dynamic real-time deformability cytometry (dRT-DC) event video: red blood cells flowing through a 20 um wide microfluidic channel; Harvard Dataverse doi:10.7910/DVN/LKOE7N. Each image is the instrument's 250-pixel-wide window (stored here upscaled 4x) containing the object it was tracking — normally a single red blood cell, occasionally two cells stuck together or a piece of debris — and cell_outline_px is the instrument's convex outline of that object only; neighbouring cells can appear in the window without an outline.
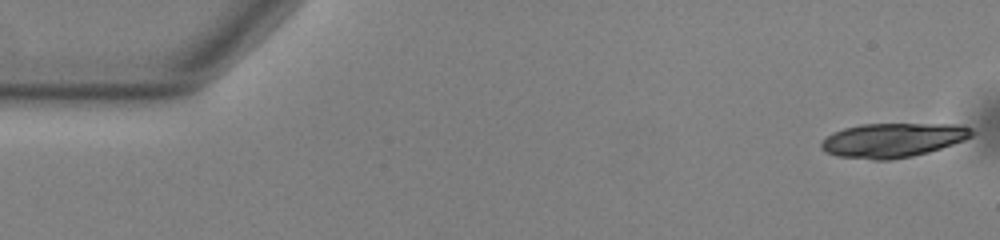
{"species": "common noctule bat (a hibernating species)", "species_latin": "Nyctalus noctula", "temperature_condition": "warm", "stored_images_in_passage": 53, "camera_frame_rate_fps": 3000, "um_per_image_px": 0.085, "animal": {"sex": "male", "body_mass_g": 13.0, "forearm_length_mm": 53.1}, "frame": {"image": 1, "passage_image": 1, "time_ms": 0.0, "image_size_px": [1000, 240], "cell_outline_px": [[976, 132], [972, 136], [964, 140], [928, 152], [912, 156], [888, 160], [872, 160], [836, 156], [824, 152], [820, 148], [820, 144], [832, 132], [844, 128], [860, 124], [956, 124], [972, 128]], "centroid_in_image_um": [75.87, 11.91], "position_along_channel_um": 9.1, "area_um2": 30.17}}
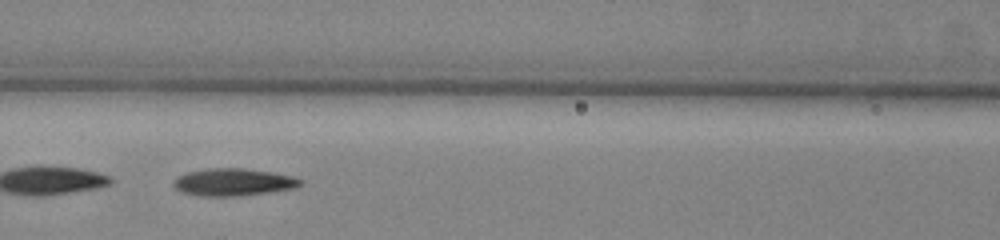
{"frame": {"image": 2, "passage_image": 23, "time_ms": 7.333, "image_size_px": [1000, 240], "cell_outline_px": [[304, 180], [300, 184], [292, 188], [268, 192], [240, 196], [200, 196], [180, 192], [172, 184], [180, 176], [188, 172], [208, 168], [244, 168], [272, 172], [292, 176]], "centroid_in_image_um": [19.82, 15.48], "position_along_channel_um": 146.8, "area_um2": 20.06}}
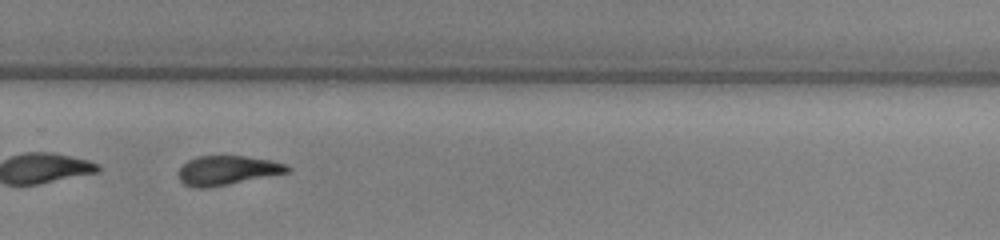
{"frame": {"image": 3, "passage_image": 36, "time_ms": 11.667, "image_size_px": [1000, 240], "cell_outline_px": [[292, 172], [208, 188], [196, 188], [184, 184], [180, 180], [180, 168], [188, 160], [196, 156], [244, 156], [272, 160], [288, 164], [292, 168]], "centroid_in_image_um": [19.4, 14.48], "position_along_channel_um": 310.4, "area_um2": 18.73}, "authors_computed_cell_mechanics": {"area_um2": 20.0566, "velocity_mm_per_s": 3.785, "shape_relaxation_time_tau1_ms": 4.8281, "shape_relaxation_time_tau2_ms": 4.991, "deformation_change_tau1": 0.1896, "deformation_change_tau2": 0.1383}}